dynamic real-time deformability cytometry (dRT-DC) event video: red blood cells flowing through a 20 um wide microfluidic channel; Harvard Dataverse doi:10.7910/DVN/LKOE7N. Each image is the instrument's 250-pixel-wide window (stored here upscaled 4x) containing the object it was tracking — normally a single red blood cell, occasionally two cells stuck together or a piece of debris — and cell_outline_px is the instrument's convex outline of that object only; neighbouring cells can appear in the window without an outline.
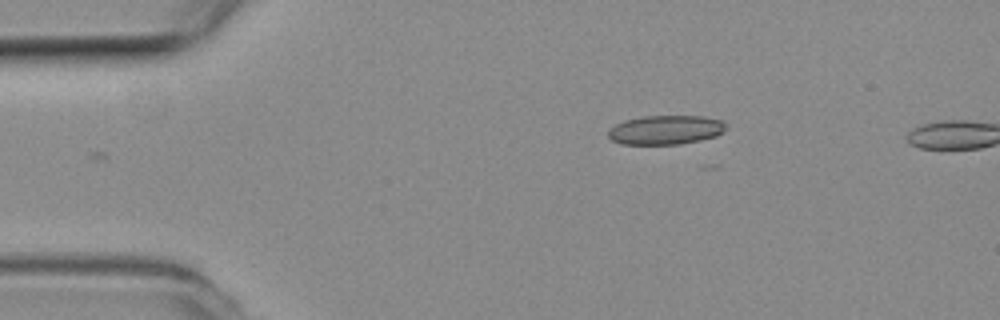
{"species": "common noctule bat (a hibernating species)", "species_latin": "Nyctalus noctula", "temperature_condition": "room temperature", "stored_images_in_passage": 3, "camera_frame_rate_fps": 3000, "um_per_image_px": 0.085, "animal": {"sex": "female", "body_mass_g": 19.3, "forearm_length_mm": 54.1}, "frame": {"image": 1, "passage_image": 1, "time_ms": 0.0, "image_size_px": [1000, 320], "cell_outline_px": [[724, 132], [716, 136], [700, 140], [680, 144], [620, 144], [612, 140], [608, 136], [608, 132], [616, 124], [624, 120], [644, 116], [704, 116], [724, 120]], "centroid_in_image_um": [56.59, 11.04], "position_along_channel_um": 28.4, "area_um2": 20.0}}